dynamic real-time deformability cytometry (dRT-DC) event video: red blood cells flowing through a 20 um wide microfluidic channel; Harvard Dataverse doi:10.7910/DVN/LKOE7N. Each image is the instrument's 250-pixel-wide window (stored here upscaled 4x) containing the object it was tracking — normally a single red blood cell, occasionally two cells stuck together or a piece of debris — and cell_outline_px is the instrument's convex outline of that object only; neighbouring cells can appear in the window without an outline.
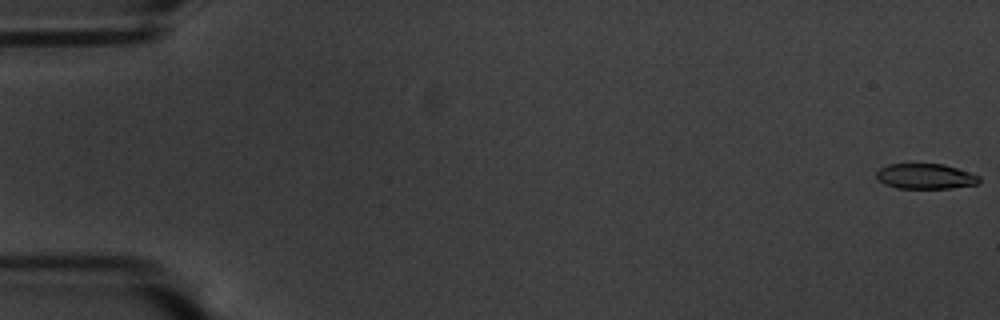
{"species": "common noctule bat (a hibernating species)", "species_latin": "Nyctalus noctula", "temperature_condition": "warm", "stored_images_in_passage": 58, "camera_frame_rate_fps": 3000, "um_per_image_px": 0.085, "animal": {"sex": "male", "body_mass_g": 20.1, "forearm_length_mm": 53.5}, "frame": {"image": 1, "passage_image": 1, "time_ms": 0.0, "image_size_px": [1000, 320], "cell_outline_px": [[980, 184], [952, 188], [896, 188], [884, 184], [876, 176], [876, 172], [880, 168], [888, 164], [944, 164], [980, 176]], "centroid_in_image_um": [78.68, 14.99], "position_along_channel_um": 6.3, "area_um2": 15.14}}
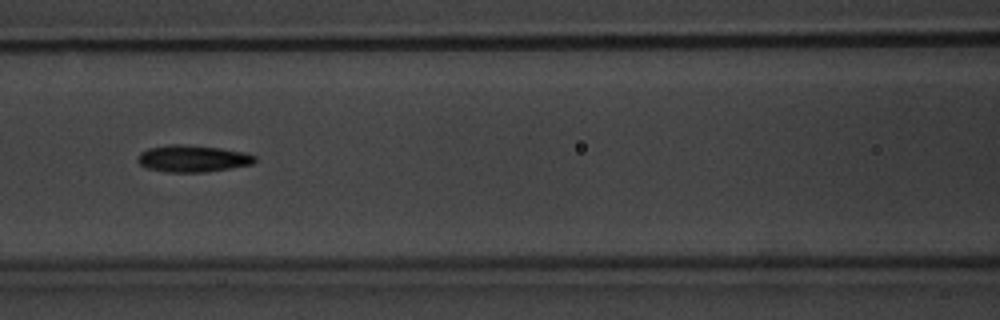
{"frame": {"image": 2, "passage_image": 26, "time_ms": 8.333, "image_size_px": [1000, 320], "cell_outline_px": [[256, 160], [252, 164], [204, 172], [168, 172], [148, 168], [140, 164], [136, 160], [140, 152], [148, 148], [168, 144], [180, 144], [220, 148], [248, 152], [256, 156]], "centroid_in_image_um": [16.37, 13.46], "position_along_channel_um": 150.2, "area_um2": 18.32}}
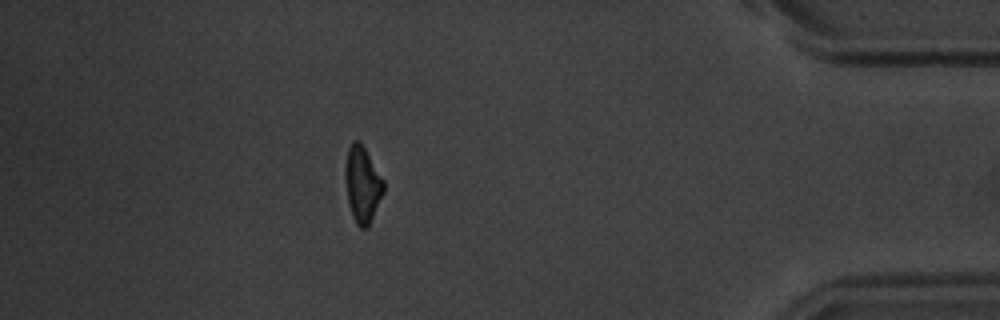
{"frame": {"image": 3, "passage_image": 51, "time_ms": 16.667, "image_size_px": [1000, 320], "cell_outline_px": [[384, 192], [368, 228], [360, 228], [356, 224], [352, 216], [348, 200], [344, 172], [344, 164], [348, 148], [352, 140], [360, 140], [384, 180]], "centroid_in_image_um": [30.8, 15.65], "position_along_channel_um": 404.4, "area_um2": 17.22}, "authors_computed_cell_mechanics": {"area_um2": 17.1666, "velocity_mm_per_s": 3.571, "shape_relaxation_time_tau1_ms": 4.6753, "shape_relaxation_time_tau2_ms": 6.3208, "deformation_change_tau1": 0.2047, "deformation_change_tau2": 0.1634}}